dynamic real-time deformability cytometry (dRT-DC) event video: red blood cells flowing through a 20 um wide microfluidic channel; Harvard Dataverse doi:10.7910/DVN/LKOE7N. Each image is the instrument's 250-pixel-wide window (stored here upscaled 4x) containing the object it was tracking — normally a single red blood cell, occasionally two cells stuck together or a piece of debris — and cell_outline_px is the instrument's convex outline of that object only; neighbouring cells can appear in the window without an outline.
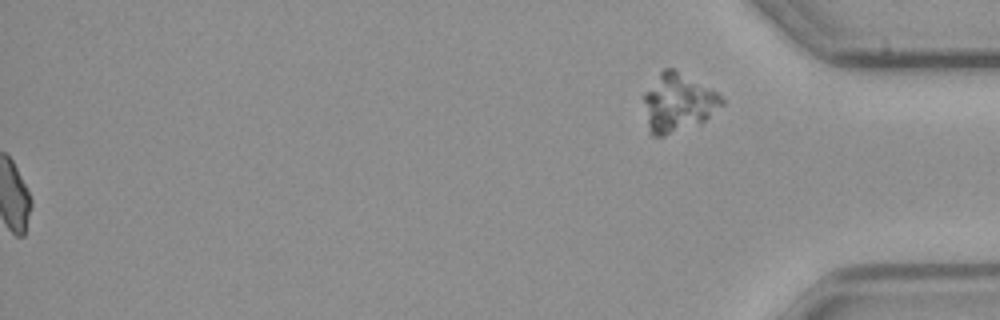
{"species": "common noctule bat (a hibernating species)", "species_latin": "Nyctalus noctula", "temperature_condition": "cold", "stored_images_in_passage": 56, "segment_of_instrument_passage": [2, 2], "camera_frame_rate_fps": 3000, "um_per_image_px": 0.085, "animal": {"sex": "male", "body_mass_g": 23.1, "forearm_length_mm": 52.7}, "frame": {"image": 1, "passage_image": 56, "time_ms": 18.333, "image_size_px": [1000, 320], "cell_outline_px": [[724, 104], [700, 124], [664, 136], [652, 136], [648, 132], [644, 100], [644, 92], [660, 72], [664, 68], [672, 68], [712, 88], [724, 100]], "centroid_in_image_um": [57.63, 8.74], "position_along_channel_um": 377.6, "area_um2": 26.47}}